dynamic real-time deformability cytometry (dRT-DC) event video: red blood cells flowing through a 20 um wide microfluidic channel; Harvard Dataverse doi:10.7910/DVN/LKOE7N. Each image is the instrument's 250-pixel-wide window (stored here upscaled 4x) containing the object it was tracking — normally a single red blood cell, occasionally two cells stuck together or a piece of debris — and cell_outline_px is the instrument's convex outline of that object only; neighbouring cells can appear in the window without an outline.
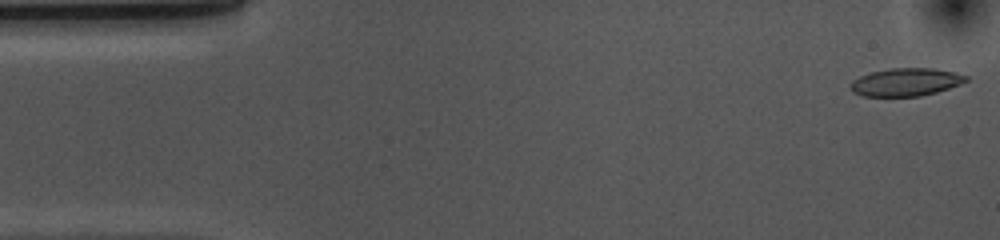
{"species": "common noctule bat (a hibernating species)", "species_latin": "Nyctalus noctula", "temperature_condition": "cold", "stored_images_in_passage": 53, "camera_frame_rate_fps": 3000, "um_per_image_px": 0.085, "animal": {"sex": "female", "body_mass_g": 10.0, "forearm_length_mm": 53.1}, "frame": {"image": 1, "passage_image": 1, "time_ms": 0.0, "image_size_px": [1000, 240], "cell_outline_px": [[968, 80], [960, 84], [936, 92], [920, 96], [864, 96], [852, 92], [852, 80], [860, 76], [872, 72], [888, 68], [932, 68], [952, 72], [968, 76]], "centroid_in_image_um": [76.99, 6.97], "position_along_channel_um": 8.0, "area_um2": 18.55}}
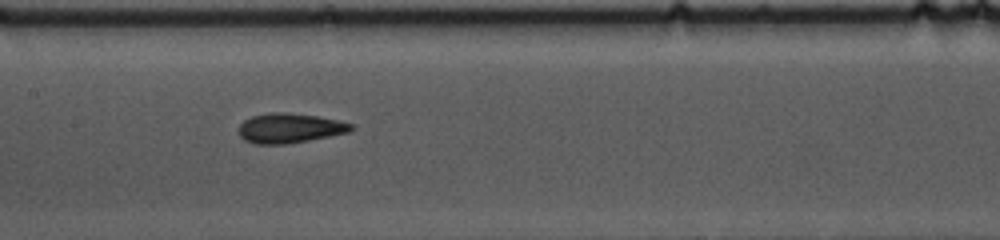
{"frame": {"image": 2, "passage_image": 24, "time_ms": 7.667, "image_size_px": [1000, 240], "cell_outline_px": [[356, 128], [348, 132], [308, 140], [284, 144], [252, 144], [244, 140], [240, 136], [240, 124], [244, 120], [252, 116], [272, 112], [288, 112], [316, 116], [336, 120], [352, 124]], "centroid_in_image_um": [24.6, 10.89], "position_along_channel_um": 182.8, "area_um2": 19.31}}
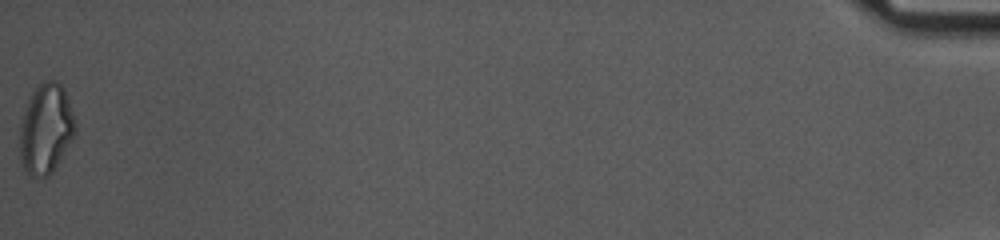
{"frame": {"image": 3, "passage_image": 53, "time_ms": 17.333, "image_size_px": [1000, 240], "cell_outline_px": [[76, 132], [60, 160], [52, 172], [48, 176], [28, 176], [24, 168], [20, 156], [20, 124], [24, 108], [32, 92], [44, 80], [56, 80], [64, 88], [76, 124]], "centroid_in_image_um": [3.89, 10.95], "position_along_channel_um": 431.3, "area_um2": 29.02}, "authors_computed_cell_mechanics": {"area_um2": 19.3052, "velocity_mm_per_s": 3.6742, "shape_relaxation_time_tau1_ms": 6.6966, "shape_relaxation_time_tau2_ms": 1.6001, "deformation_change_tau1": 0.1615, "deformation_change_tau2": 0.0819}}